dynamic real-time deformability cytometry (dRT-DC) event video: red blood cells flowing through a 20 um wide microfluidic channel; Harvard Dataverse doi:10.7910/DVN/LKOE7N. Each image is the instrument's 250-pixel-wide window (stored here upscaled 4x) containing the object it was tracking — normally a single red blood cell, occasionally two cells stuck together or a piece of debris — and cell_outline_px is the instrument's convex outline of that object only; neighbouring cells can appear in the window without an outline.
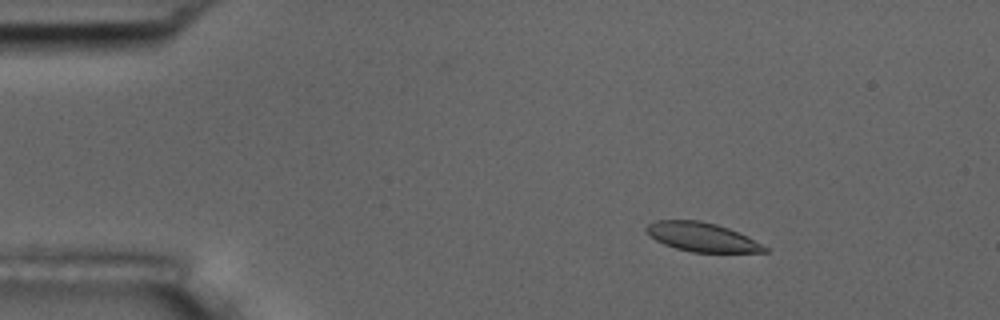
{"species": "common noctule bat (a hibernating species)", "species_latin": "Nyctalus noctula", "temperature_condition": "room temperature", "stored_images_in_passage": 5, "camera_frame_rate_fps": 3000, "um_per_image_px": 0.085, "animal": {"sex": "male", "body_mass_g": 17.5, "forearm_length_mm": 52.3}, "frame": {"image": 1, "passage_image": 2, "time_ms": 1.333, "image_size_px": [1000, 320], "cell_outline_px": [[768, 252], [692, 252], [676, 248], [664, 244], [656, 240], [644, 228], [648, 224], [656, 220], [700, 220], [716, 224], [728, 228], [748, 236], [768, 248]], "centroid_in_image_um": [59.67, 20.14], "position_along_channel_um": 25.3, "area_um2": 19.83}}
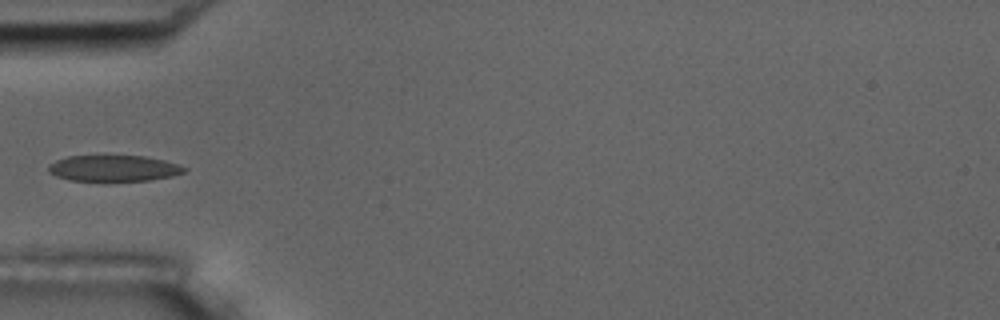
{"frame": {"image": 2, "passage_image": 5, "time_ms": 4.667, "image_size_px": [1000, 320], "cell_outline_px": [[188, 168], [184, 172], [172, 176], [148, 180], [68, 180], [56, 176], [48, 172], [48, 164], [56, 160], [68, 156], [144, 156], [164, 160]], "centroid_in_image_um": [9.63, 14.29], "position_along_channel_um": 75.4, "area_um2": 20.4}}